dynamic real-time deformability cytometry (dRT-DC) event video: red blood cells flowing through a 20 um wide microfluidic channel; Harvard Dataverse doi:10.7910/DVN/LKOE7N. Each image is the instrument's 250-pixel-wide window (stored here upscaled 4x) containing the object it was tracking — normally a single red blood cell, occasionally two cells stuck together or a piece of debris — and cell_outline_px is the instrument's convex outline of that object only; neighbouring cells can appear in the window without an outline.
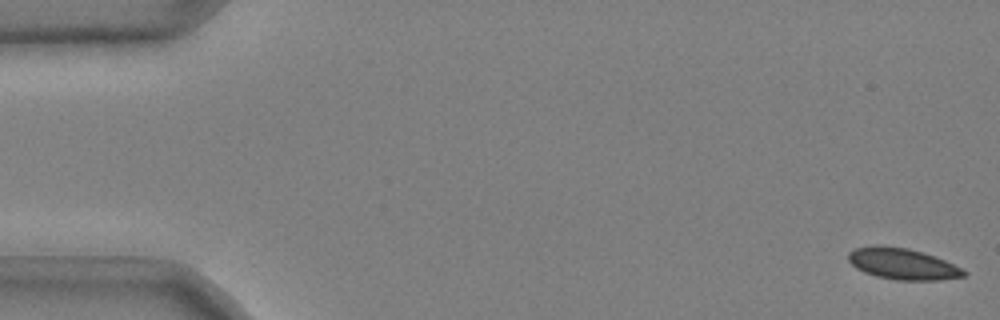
{"species": "common noctule bat (a hibernating species)", "species_latin": "Nyctalus noctula", "temperature_condition": "cold", "stored_images_in_passage": 52, "camera_frame_rate_fps": 3000, "um_per_image_px": 0.085, "animal": {"sex": "male", "body_mass_g": 20.4}, "frame": {"image": 1, "passage_image": 1, "time_ms": 0.0, "image_size_px": [1000, 320], "cell_outline_px": [[968, 272], [964, 276], [940, 280], [896, 280], [876, 276], [864, 272], [856, 268], [848, 260], [848, 252], [856, 248], [876, 244], [880, 244], [908, 248], [924, 252], [936, 256]], "centroid_in_image_um": [76.69, 22.41], "position_along_channel_um": 8.3, "area_um2": 21.15}}
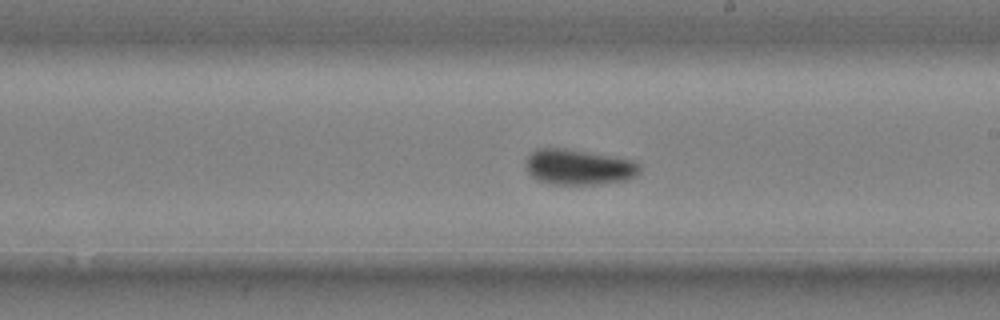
{"frame": {"image": 2, "passage_image": 31, "time_ms": 10.0, "image_size_px": [1000, 320], "cell_outline_px": [[640, 172], [636, 176], [624, 180], [600, 184], [552, 184], [536, 180], [528, 172], [524, 164], [528, 156], [536, 148], [564, 148], [612, 156], [632, 160], [640, 164]], "centroid_in_image_um": [49.16, 14.2], "position_along_channel_um": 239.8, "area_um2": 23.64}}
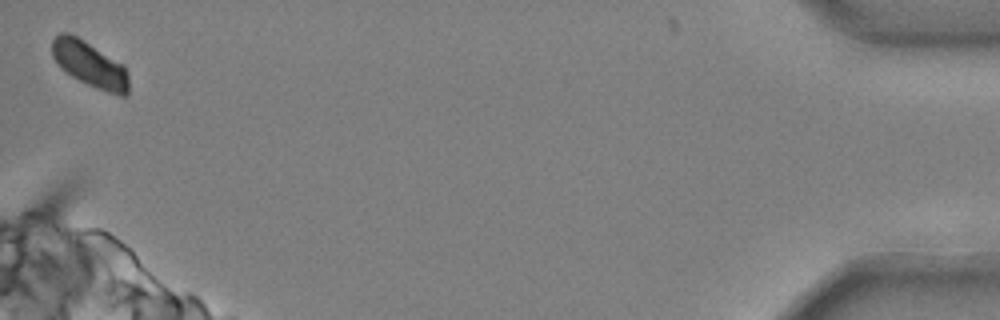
{"frame": {"image": 3, "passage_image": 52, "time_ms": 17.0, "image_size_px": [1000, 320], "cell_outline_px": [[128, 96], [120, 96], [108, 92], [88, 84], [72, 76], [60, 68], [56, 64], [52, 56], [52, 40], [60, 32], [68, 32], [84, 40], [124, 64], [128, 72]], "centroid_in_image_um": [7.63, 5.45], "position_along_channel_um": 427.6, "area_um2": 20.46}, "authors_computed_cell_mechanics": {"area_um2": 22.0218, "velocity_mm_per_s": 3.6629, "shape_relaxation_time_tau1_ms": 5.4173, "shape_relaxation_time_tau2_ms": null, "deformation_change_tau1": 0.0908, "deformation_change_tau2": null}}